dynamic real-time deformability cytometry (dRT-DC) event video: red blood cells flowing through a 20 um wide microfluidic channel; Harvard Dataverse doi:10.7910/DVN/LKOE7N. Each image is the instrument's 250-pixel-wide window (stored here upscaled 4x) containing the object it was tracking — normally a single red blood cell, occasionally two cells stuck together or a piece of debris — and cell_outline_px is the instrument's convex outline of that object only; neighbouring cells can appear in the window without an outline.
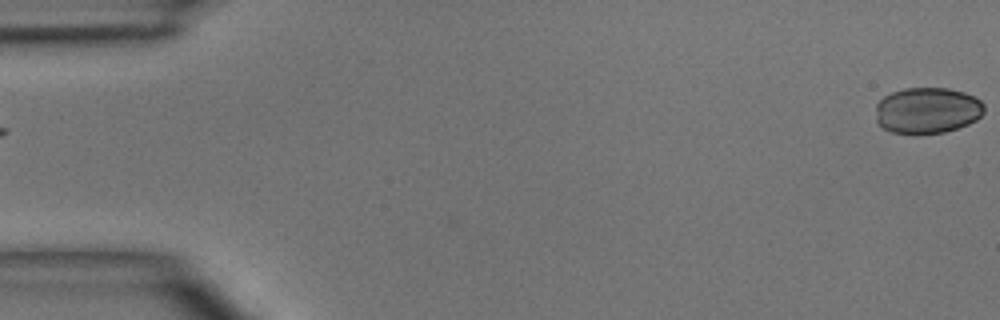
{"species": "common noctule bat (a hibernating species)", "species_latin": "Nyctalus noctula", "temperature_condition": "room temperature", "stored_images_in_passage": 4, "camera_frame_rate_fps": 3000, "um_per_image_px": 0.085, "animal": {"sex": "male", "body_mass_g": 15.6}, "frame": {"image": 1, "passage_image": 1, "time_ms": 0.0, "image_size_px": [1000, 320], "cell_outline_px": [[984, 112], [976, 120], [968, 124], [944, 132], [892, 132], [884, 128], [876, 120], [876, 104], [884, 96], [892, 92], [904, 88], [948, 88], [964, 92], [980, 100], [984, 104]], "centroid_in_image_um": [78.83, 9.36], "position_along_channel_um": 6.2, "area_um2": 28.78}}
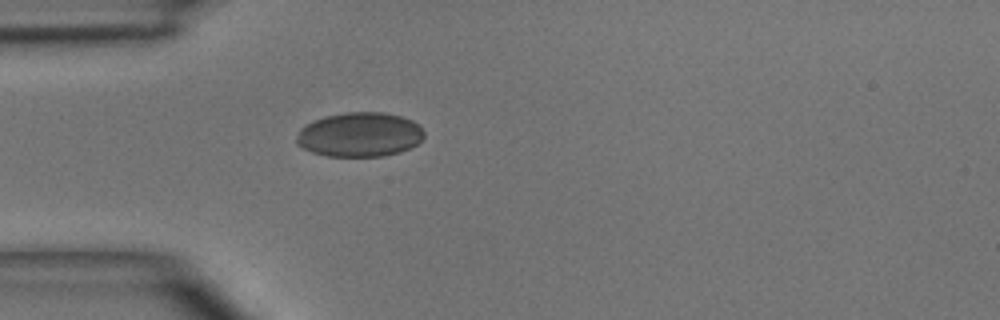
{"frame": {"image": 2, "passage_image": 4, "time_ms": 4.333, "image_size_px": [1000, 320], "cell_outline_px": [[424, 140], [400, 152], [384, 156], [328, 156], [312, 152], [296, 144], [296, 136], [300, 128], [312, 120], [324, 116], [348, 112], [384, 112], [400, 116], [412, 120], [420, 124], [424, 132]], "centroid_in_image_um": [30.58, 11.43], "position_along_channel_um": 54.4, "area_um2": 33.29}}